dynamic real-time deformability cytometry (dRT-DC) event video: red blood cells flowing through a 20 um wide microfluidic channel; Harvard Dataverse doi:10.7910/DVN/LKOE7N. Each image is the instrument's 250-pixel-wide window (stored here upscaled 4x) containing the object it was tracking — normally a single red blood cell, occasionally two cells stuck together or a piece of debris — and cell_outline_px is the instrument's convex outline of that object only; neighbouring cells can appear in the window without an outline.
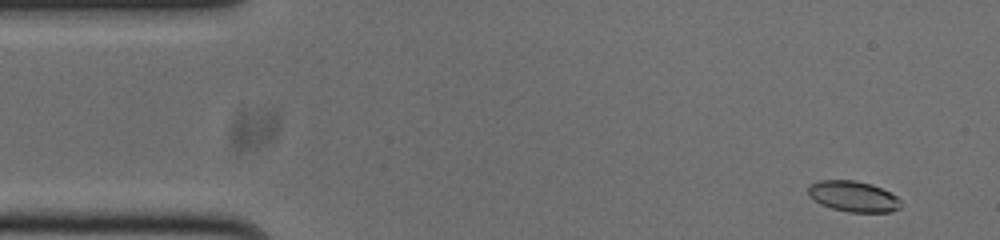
{"species": "common noctule bat (a hibernating species)", "species_latin": "Nyctalus noctula", "temperature_condition": "cold", "stored_images_in_passage": 11, "camera_frame_rate_fps": 3000, "um_per_image_px": 0.085, "animal": {"sex": "male", "body_mass_g": 20.0, "forearm_length_mm": 53.3}, "frame": {"image": 1, "passage_image": 2, "time_ms": 0.333, "image_size_px": [1000, 240], "cell_outline_px": [[900, 208], [892, 212], [848, 212], [832, 208], [820, 204], [808, 196], [808, 188], [812, 184], [820, 180], [856, 180], [872, 184], [896, 196], [900, 200]], "centroid_in_image_um": [72.52, 16.7], "position_along_channel_um": 12.5, "area_um2": 16.59}}